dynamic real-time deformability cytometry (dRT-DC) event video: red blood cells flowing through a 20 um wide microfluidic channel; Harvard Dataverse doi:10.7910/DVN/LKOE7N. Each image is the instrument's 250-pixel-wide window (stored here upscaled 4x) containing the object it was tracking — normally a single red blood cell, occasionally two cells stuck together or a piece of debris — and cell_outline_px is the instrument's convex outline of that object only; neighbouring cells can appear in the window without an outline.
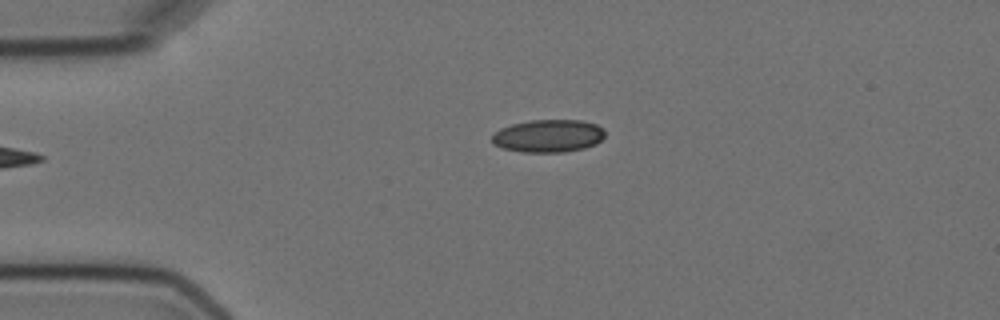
{"species": "Egyptian fruit bat (a non-hibernating species)", "species_latin": "Rousettus aegyptiacus", "temperature_condition": "cold", "stored_images_in_passage": 2, "camera_frame_rate_fps": 3000, "um_per_image_px": 0.085, "animal": {"sex": "female"}, "frame": {"image": 1, "passage_image": 2, "time_ms": 1.333, "image_size_px": [1000, 320], "cell_outline_px": [[604, 136], [596, 144], [584, 148], [564, 152], [524, 152], [504, 148], [492, 144], [492, 136], [500, 128], [512, 124], [532, 120], [580, 120], [596, 124], [604, 128]], "centroid_in_image_um": [46.62, 11.55], "position_along_channel_um": 38.4, "area_um2": 21.5}}